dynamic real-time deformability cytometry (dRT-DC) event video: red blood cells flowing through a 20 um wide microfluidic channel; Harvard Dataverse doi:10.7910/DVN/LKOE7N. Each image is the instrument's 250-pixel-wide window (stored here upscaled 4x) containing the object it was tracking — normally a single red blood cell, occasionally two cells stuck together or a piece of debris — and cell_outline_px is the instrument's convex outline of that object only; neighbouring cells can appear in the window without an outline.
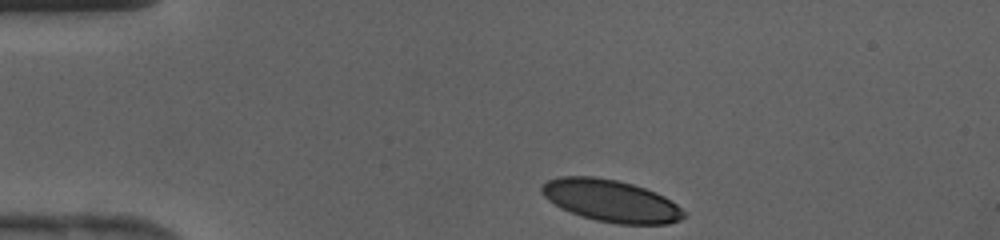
{"species": "human", "species_latin": "Homo sapiens", "temperature_condition": "cold", "stored_images_in_passage": 35, "camera_frame_rate_fps": 3000, "um_per_image_px": 0.085, "donor": {"sex": "female"}, "frame": {"image": 1, "passage_image": 1, "time_ms": 0.0, "image_size_px": [1000, 240], "cell_outline_px": [[688, 216], [680, 220], [668, 224], [616, 224], [596, 220], [580, 216], [560, 208], [548, 200], [540, 192], [540, 188], [548, 180], [560, 176], [592, 176], [616, 180], [632, 184], [656, 192], [664, 196], [676, 204]], "centroid_in_image_um": [51.92, 17.07], "position_along_channel_um": 33.1, "area_um2": 34.91}}
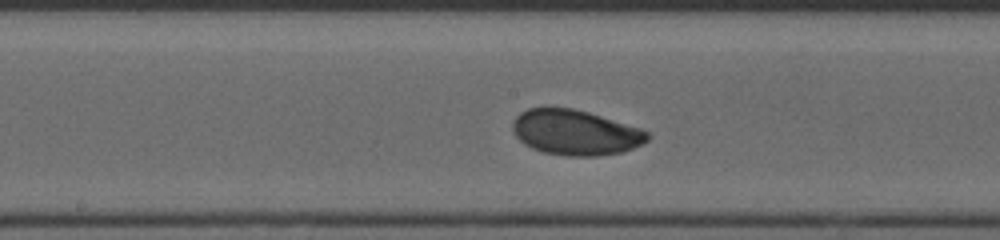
{"frame": {"image": 2, "passage_image": 15, "time_ms": 4.667, "image_size_px": [1000, 240], "cell_outline_px": [[648, 140], [632, 148], [620, 152], [596, 156], [564, 156], [544, 152], [532, 148], [524, 144], [516, 136], [512, 128], [512, 124], [516, 116], [520, 112], [528, 108], [572, 108], [588, 112], [640, 128], [648, 132]], "centroid_in_image_um": [48.87, 11.26], "position_along_channel_um": 199.3, "area_um2": 35.26}}
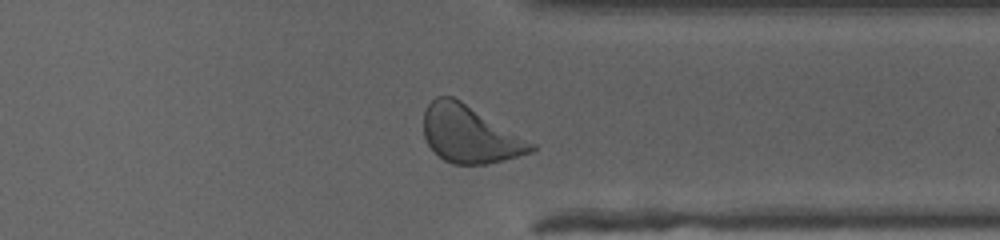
{"frame": {"image": 3, "passage_image": 26, "time_ms": 8.333, "image_size_px": [1000, 240], "cell_outline_px": [[536, 148], [532, 152], [504, 160], [488, 164], [452, 164], [444, 160], [428, 144], [424, 136], [424, 112], [428, 104], [436, 96], [452, 96], [460, 100], [536, 144]], "centroid_in_image_um": [39.93, 11.42], "position_along_channel_um": 371.5, "area_um2": 35.6}}